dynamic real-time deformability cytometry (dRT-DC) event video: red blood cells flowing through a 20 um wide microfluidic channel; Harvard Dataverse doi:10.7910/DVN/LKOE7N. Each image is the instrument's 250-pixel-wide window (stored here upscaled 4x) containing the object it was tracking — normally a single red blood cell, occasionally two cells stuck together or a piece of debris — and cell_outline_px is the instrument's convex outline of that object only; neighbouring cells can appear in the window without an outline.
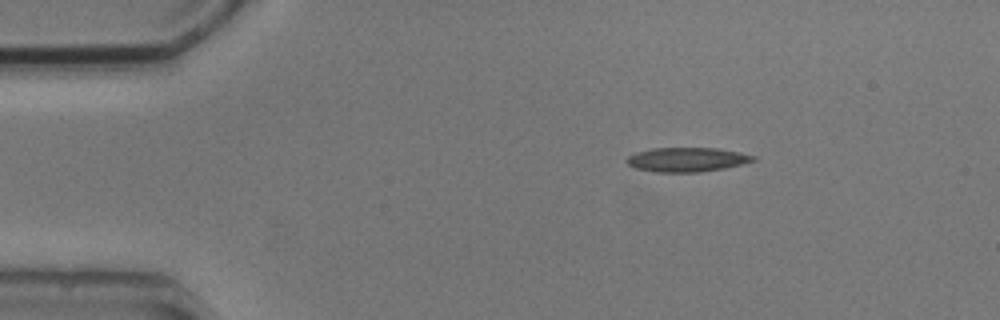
{"species": "common noctule bat (a hibernating species)", "species_latin": "Nyctalus noctula", "temperature_condition": "cold", "stored_images_in_passage": 3, "camera_frame_rate_fps": 3000, "um_per_image_px": 0.085, "animal": {"sex": "male", "body_mass_g": 20.5, "forearm_length_mm": 52.5}, "frame": {"image": 1, "passage_image": 1, "time_ms": 0.0, "image_size_px": [1000, 320], "cell_outline_px": [[756, 160], [724, 168], [700, 172], [656, 172], [636, 168], [628, 164], [624, 160], [628, 156], [636, 152], [652, 148], [716, 148], [740, 152], [756, 156]], "centroid_in_image_um": [58.37, 13.56], "position_along_channel_um": 26.6, "area_um2": 17.86}}